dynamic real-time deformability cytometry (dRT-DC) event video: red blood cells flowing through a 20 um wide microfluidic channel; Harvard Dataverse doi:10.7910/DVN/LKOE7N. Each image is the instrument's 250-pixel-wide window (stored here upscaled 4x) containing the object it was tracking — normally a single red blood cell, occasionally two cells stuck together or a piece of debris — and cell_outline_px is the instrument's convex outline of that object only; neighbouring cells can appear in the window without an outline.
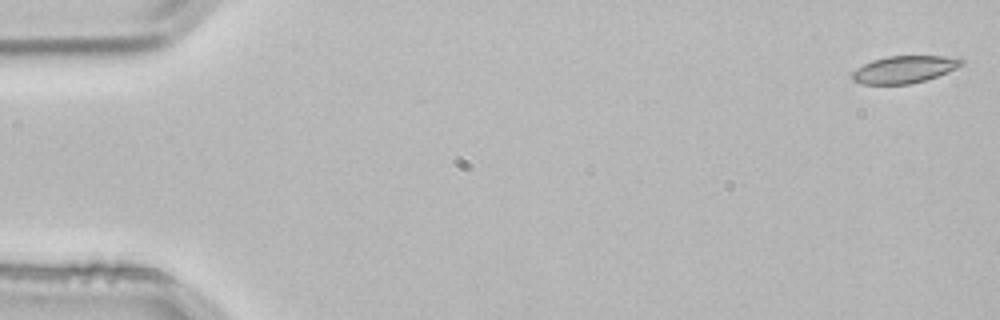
{"species": "common noctule bat (a hibernating species)", "species_latin": "Nyctalus noctula", "temperature_condition": "room temperature", "stored_images_in_passage": 5, "camera_frame_rate_fps": 3000, "um_per_image_px": 0.085, "animal": {"sex": "male", "body_mass_g": 21.5, "forearm_length_mm": 52.0}, "frame": {"image": 1, "passage_image": 1, "time_ms": 0.0, "image_size_px": [1000, 320], "cell_outline_px": [[964, 64], [956, 68], [936, 76], [912, 84], [864, 84], [852, 80], [852, 72], [856, 68], [872, 60], [888, 56], [944, 56], [964, 60]], "centroid_in_image_um": [76.83, 5.9], "position_along_channel_um": 8.2, "area_um2": 17.17}}
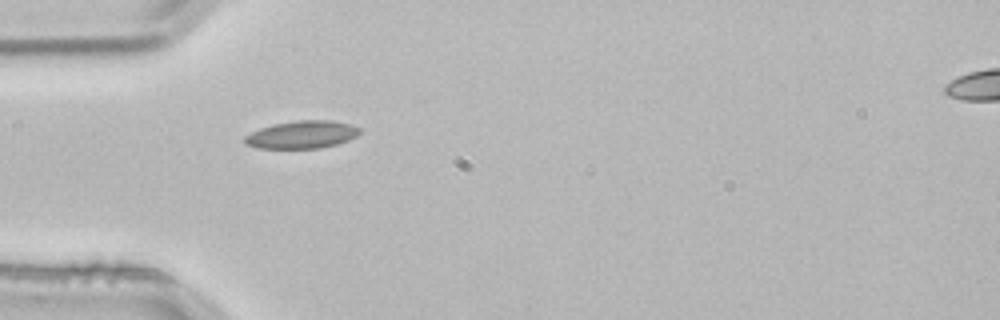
{"frame": {"image": 2, "passage_image": 4, "time_ms": 1.0, "image_size_px": [1000, 320], "cell_outline_px": [[360, 132], [356, 136], [348, 140], [336, 144], [320, 148], [256, 148], [244, 144], [244, 136], [260, 128], [272, 124], [296, 120], [332, 120], [352, 124], [360, 128]], "centroid_in_image_um": [25.65, 11.43], "position_along_channel_um": 59.3, "area_um2": 18.67}}